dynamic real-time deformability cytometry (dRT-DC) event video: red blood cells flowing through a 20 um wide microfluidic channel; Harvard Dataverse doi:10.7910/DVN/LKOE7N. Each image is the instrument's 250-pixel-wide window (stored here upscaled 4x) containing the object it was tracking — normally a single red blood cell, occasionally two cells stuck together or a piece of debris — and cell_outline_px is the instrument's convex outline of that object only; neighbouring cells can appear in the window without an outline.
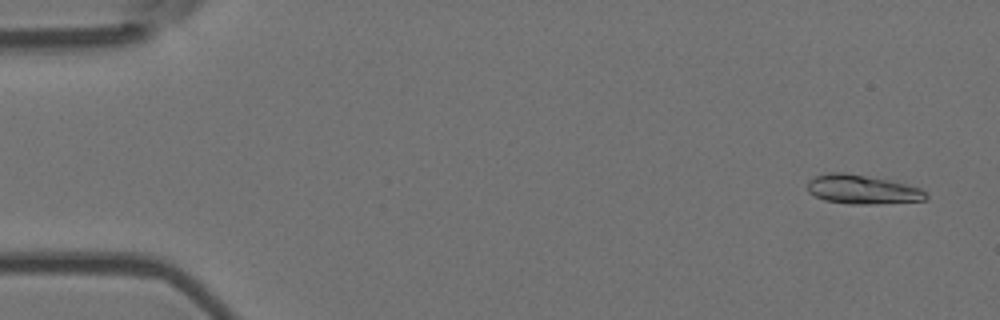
{"species": "Egyptian fruit bat (a non-hibernating species)", "species_latin": "Rousettus aegyptiacus", "temperature_condition": "room temperature", "stored_images_in_passage": 7, "camera_frame_rate_fps": 3000, "um_per_image_px": 0.085, "animal": {"sex": "female"}, "frame": {"image": 1, "passage_image": 1, "time_ms": 0.0, "image_size_px": [1000, 320], "cell_outline_px": [[928, 196], [924, 200], [876, 204], [848, 204], [824, 200], [808, 192], [808, 180], [816, 176], [828, 172], [844, 172], [892, 180], [920, 188]], "centroid_in_image_um": [73.27, 16.1], "position_along_channel_um": 11.7, "area_um2": 20.11}}
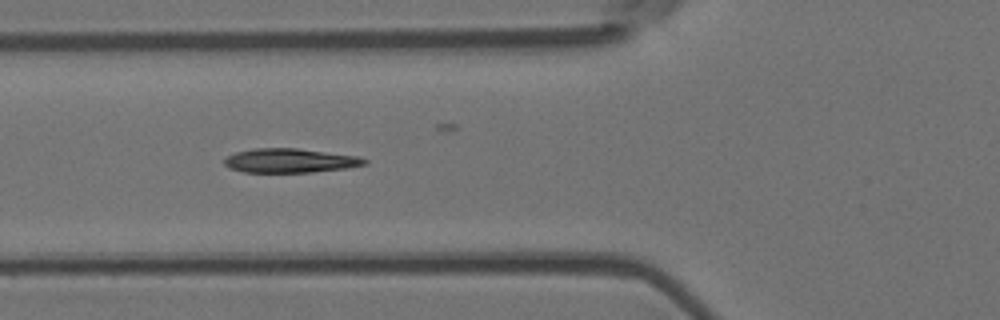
{"frame": {"image": 2, "passage_image": 6, "time_ms": 1.667, "image_size_px": [1000, 320], "cell_outline_px": [[368, 164], [348, 168], [312, 172], [244, 172], [228, 168], [224, 164], [224, 160], [228, 156], [236, 152], [252, 148], [296, 148], [360, 156], [368, 160]], "centroid_in_image_um": [24.68, 13.65], "position_along_channel_um": 101.1, "area_um2": 19.88}}
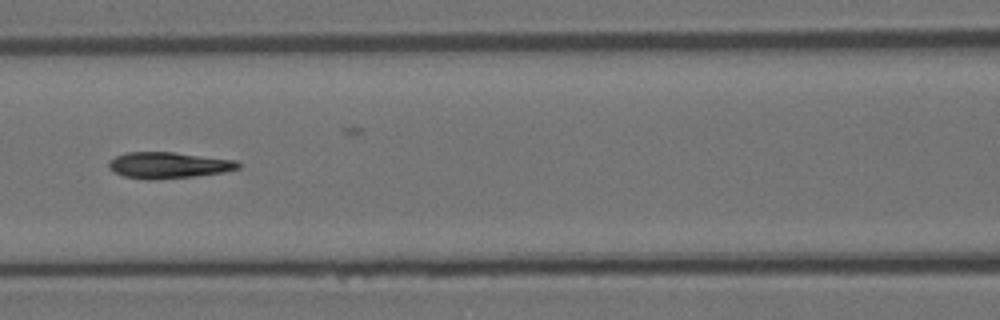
{"frame": {"image": 3, "passage_image": 7, "time_ms": 2.0, "image_size_px": [1000, 320], "cell_outline_px": [[240, 168], [224, 172], [196, 176], [152, 180], [144, 180], [124, 176], [108, 168], [108, 160], [116, 156], [128, 152], [172, 152], [236, 160], [240, 164]], "centroid_in_image_um": [14.3, 14.05], "position_along_channel_um": 152.3, "area_um2": 19.83}}